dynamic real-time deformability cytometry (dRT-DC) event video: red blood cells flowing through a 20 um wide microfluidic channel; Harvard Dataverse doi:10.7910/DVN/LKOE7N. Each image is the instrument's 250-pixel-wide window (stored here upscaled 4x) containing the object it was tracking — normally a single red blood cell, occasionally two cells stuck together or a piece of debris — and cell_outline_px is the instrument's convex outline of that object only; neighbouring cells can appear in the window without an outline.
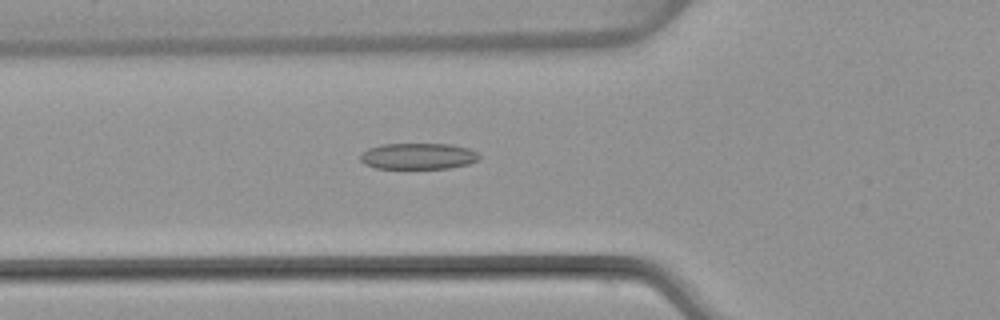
{"species": "common noctule bat (a hibernating species)", "species_latin": "Nyctalus noctula", "temperature_condition": "warm", "stored_images_in_passage": 50, "camera_frame_rate_fps": 3000, "um_per_image_px": 0.085, "animal": {"sex": "female", "body_mass_g": 22.7, "forearm_length_mm": 54.2}, "frame": {"image": 1, "passage_image": 18, "time_ms": 5.667, "image_size_px": [1000, 320], "cell_outline_px": [[480, 156], [476, 160], [468, 164], [448, 168], [376, 168], [364, 164], [360, 160], [360, 156], [368, 148], [384, 144], [452, 144], [468, 148], [476, 152]], "centroid_in_image_um": [35.53, 13.27], "position_along_channel_um": 90.3, "area_um2": 17.98}}
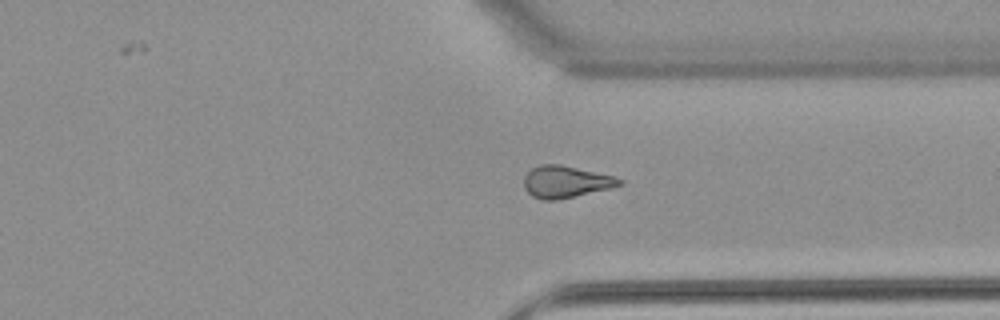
{"frame": {"image": 2, "passage_image": 38, "time_ms": 12.333, "image_size_px": [1000, 320], "cell_outline_px": [[624, 184], [612, 188], [556, 200], [544, 200], [532, 196], [524, 188], [524, 176], [532, 168], [540, 164], [560, 164], [612, 176], [624, 180]], "centroid_in_image_um": [48.08, 15.45], "position_along_channel_um": 363.3, "area_um2": 17.69}}
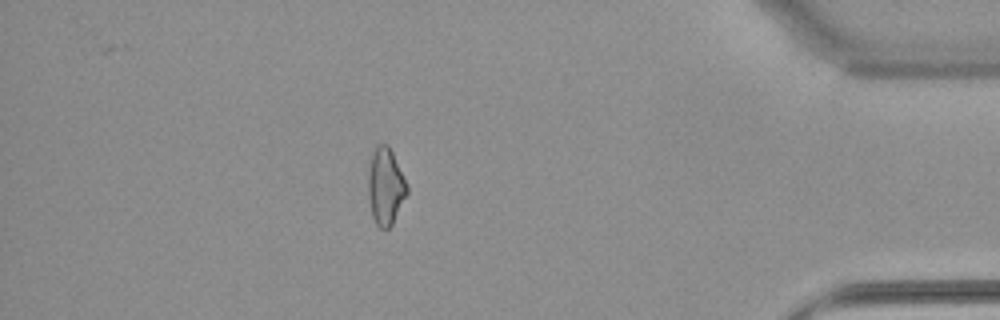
{"frame": {"image": 3, "passage_image": 44, "time_ms": 14.333, "image_size_px": [1000, 320], "cell_outline_px": [[408, 192], [392, 224], [388, 228], [380, 228], [376, 224], [372, 216], [368, 200], [368, 172], [372, 152], [376, 144], [388, 144], [408, 184]], "centroid_in_image_um": [32.76, 15.83], "position_along_channel_um": 402.4, "area_um2": 17.51}, "authors_computed_cell_mechanics": {"area_um2": 18.0625, "velocity_mm_per_s": 4.0902, "shape_relaxation_time_tau1_ms": null, "shape_relaxation_time_tau2_ms": 5.4516, "deformation_change_tau1": null, "deformation_change_tau2": 0.1651}}